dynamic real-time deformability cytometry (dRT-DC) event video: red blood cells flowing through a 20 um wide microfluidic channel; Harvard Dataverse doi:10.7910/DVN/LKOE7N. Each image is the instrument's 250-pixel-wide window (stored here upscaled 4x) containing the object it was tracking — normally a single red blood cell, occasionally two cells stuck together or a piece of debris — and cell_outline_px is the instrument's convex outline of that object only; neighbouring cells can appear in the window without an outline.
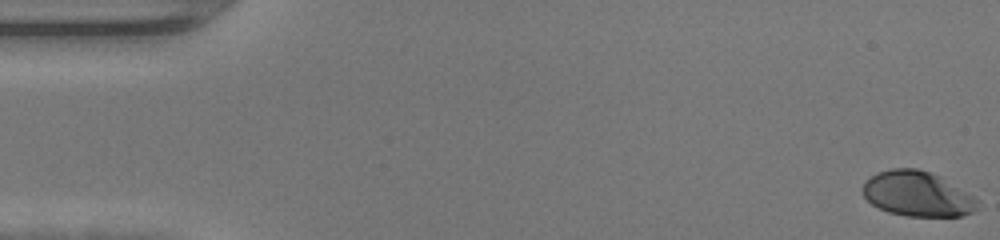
{"species": "human", "species_latin": "Homo sapiens", "temperature_condition": "warm", "stored_images_in_passage": 48, "camera_frame_rate_fps": 3000, "um_per_image_px": 0.085, "donor": {"sex": "female"}, "frame": {"image": 1, "passage_image": 1, "time_ms": 0.0, "image_size_px": [1000, 240], "cell_outline_px": [[980, 200], [976, 208], [972, 212], [960, 216], [908, 216], [888, 212], [872, 204], [864, 196], [860, 188], [876, 172], [892, 168], [916, 168], [940, 176], [976, 196]], "centroid_in_image_um": [78.0, 16.48], "position_along_channel_um": 7.0, "area_um2": 30.23}}
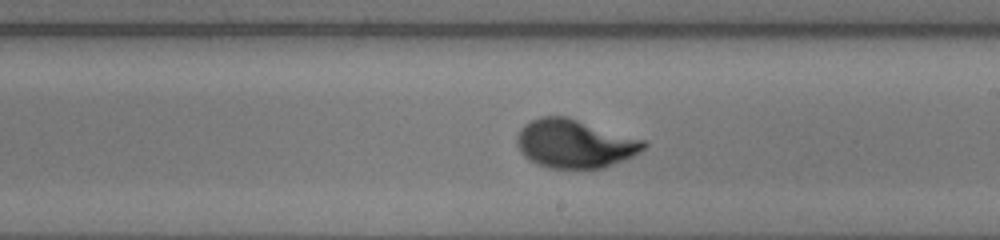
{"frame": {"image": 2, "passage_image": 28, "time_ms": 9.0, "image_size_px": [1000, 240], "cell_outline_px": [[648, 144], [640, 152], [632, 156], [604, 168], [548, 168], [536, 164], [524, 156], [520, 152], [516, 144], [516, 136], [520, 128], [524, 124], [540, 116], [568, 116], [644, 140]], "centroid_in_image_um": [48.81, 12.2], "position_along_channel_um": 240.2, "area_um2": 36.01}}
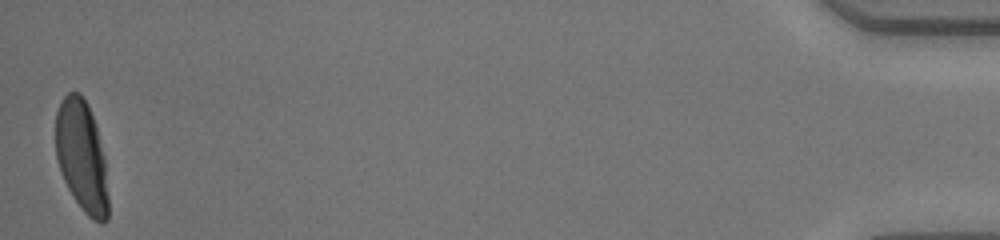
{"frame": {"image": 3, "passage_image": 48, "time_ms": 15.667, "image_size_px": [1000, 240], "cell_outline_px": [[108, 220], [104, 224], [100, 224], [92, 220], [84, 212], [72, 196], [60, 172], [56, 156], [56, 112], [60, 100], [68, 92], [80, 92], [88, 104], [96, 128], [104, 156], [108, 196]], "centroid_in_image_um": [6.94, 13.31], "position_along_channel_um": 428.3, "area_um2": 34.33}, "authors_computed_cell_mechanics": {"area_um2": 34.2465, "velocity_mm_per_s": 4.3308, "shape_relaxation_time_tau1_ms": 3.3585, "shape_relaxation_time_tau2_ms": null, "deformation_change_tau1": 0.2019, "deformation_change_tau2": null}}